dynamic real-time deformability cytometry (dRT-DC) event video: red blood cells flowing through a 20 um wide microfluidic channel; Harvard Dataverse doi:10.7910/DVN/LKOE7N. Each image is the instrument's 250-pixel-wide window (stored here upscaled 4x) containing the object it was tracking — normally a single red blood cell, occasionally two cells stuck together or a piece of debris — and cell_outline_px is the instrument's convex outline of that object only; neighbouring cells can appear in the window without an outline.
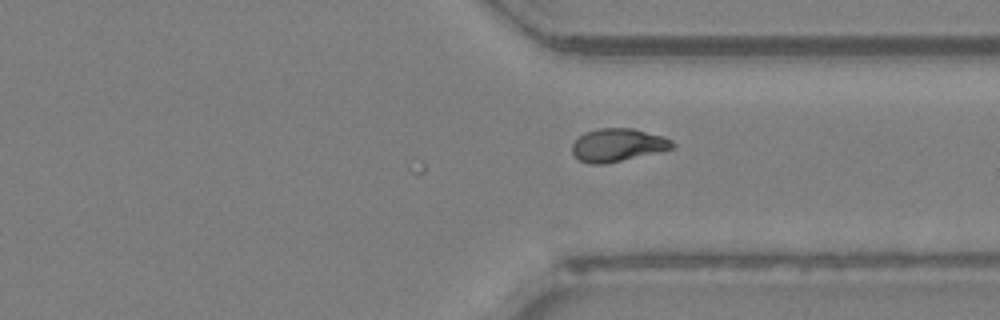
{"species": "Egyptian fruit bat (a non-hibernating species)", "species_latin": "Rousettus aegyptiacus", "temperature_condition": "room temperature", "stored_images_in_passage": 42, "camera_frame_rate_fps": 3000, "um_per_image_px": 0.085, "animal": {"sex": "female"}, "frame": {"image": 1, "passage_image": 42, "time_ms": 13.667, "image_size_px": [1000, 320], "cell_outline_px": [[676, 144], [672, 148], [656, 152], [604, 164], [588, 164], [580, 160], [572, 152], [572, 144], [584, 132], [600, 128], [632, 128], [664, 136], [672, 140]], "centroid_in_image_um": [52.5, 12.31], "position_along_channel_um": 358.9, "area_um2": 19.07}}